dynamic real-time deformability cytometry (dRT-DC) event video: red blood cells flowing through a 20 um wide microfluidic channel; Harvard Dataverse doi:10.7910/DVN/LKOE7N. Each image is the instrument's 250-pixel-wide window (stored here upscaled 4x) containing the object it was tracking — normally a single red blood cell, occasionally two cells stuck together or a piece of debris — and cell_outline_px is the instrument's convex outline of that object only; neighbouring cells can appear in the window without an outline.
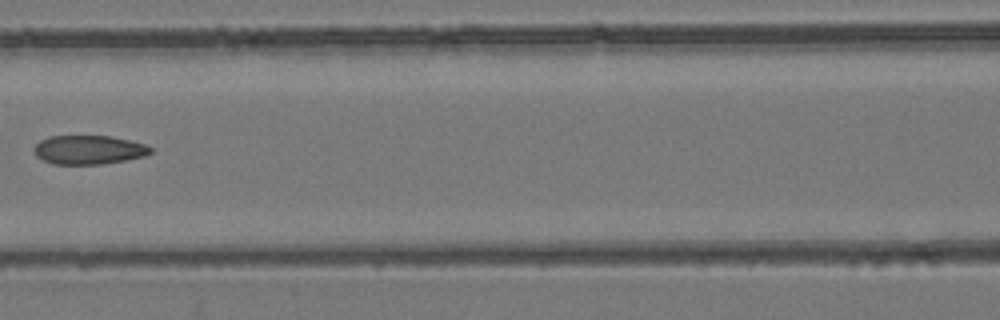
{"species": "common noctule bat (a hibernating species)", "species_latin": "Nyctalus noctula", "temperature_condition": "room temperature", "stored_images_in_passage": 7, "camera_frame_rate_fps": 3000, "um_per_image_px": 0.085, "animal": {"sex": "female", "body_mass_g": 24.6, "forearm_length_mm": 56.2}, "frame": {"image": 1, "passage_image": 7, "time_ms": 2.0, "image_size_px": [1000, 320], "cell_outline_px": [[152, 152], [144, 156], [124, 160], [100, 164], [52, 164], [36, 156], [32, 148], [40, 140], [48, 136], [112, 136], [144, 144], [152, 148]], "centroid_in_image_um": [7.5, 12.73], "position_along_channel_um": 159.1, "area_um2": 19.59}}